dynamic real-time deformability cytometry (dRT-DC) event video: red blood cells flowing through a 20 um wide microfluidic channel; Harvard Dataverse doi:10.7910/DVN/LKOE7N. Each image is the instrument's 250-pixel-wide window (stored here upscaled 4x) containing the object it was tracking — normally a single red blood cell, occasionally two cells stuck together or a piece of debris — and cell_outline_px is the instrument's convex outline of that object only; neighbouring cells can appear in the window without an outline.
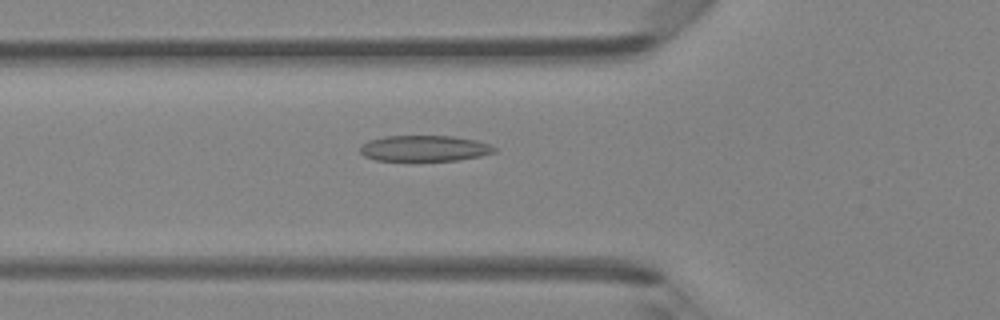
{"species": "Egyptian fruit bat (a non-hibernating species)", "species_latin": "Rousettus aegyptiacus", "temperature_condition": "room temperature", "stored_images_in_passage": 47, "camera_frame_rate_fps": 3000, "um_per_image_px": 0.085, "animal": {"sex": "female"}, "frame": {"image": 1, "passage_image": 17, "time_ms": 5.333, "image_size_px": [1000, 320], "cell_outline_px": [[496, 152], [480, 156], [456, 160], [376, 160], [364, 156], [360, 152], [360, 148], [368, 140], [384, 136], [452, 136], [476, 140], [488, 144], [496, 148]], "centroid_in_image_um": [36.07, 12.6], "position_along_channel_um": 89.7, "area_um2": 20.06}}
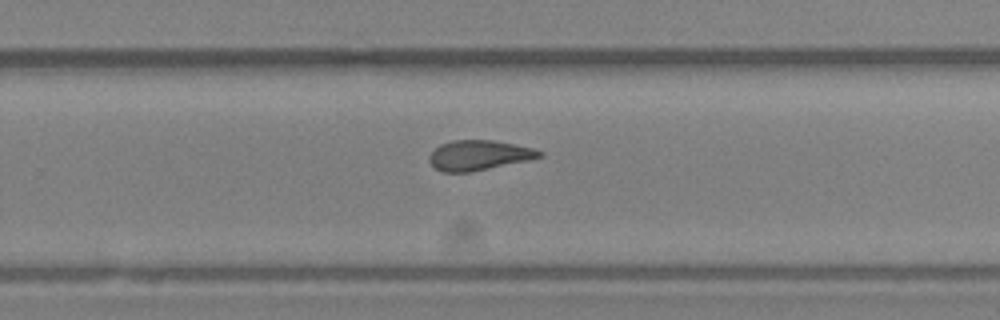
{"frame": {"image": 2, "passage_image": 31, "time_ms": 10.0, "image_size_px": [1000, 320], "cell_outline_px": [[544, 156], [528, 160], [472, 172], [444, 172], [436, 168], [428, 160], [428, 156], [440, 144], [452, 140], [492, 140], [532, 148], [544, 152]], "centroid_in_image_um": [40.7, 13.2], "position_along_channel_um": 289.1, "area_um2": 19.13}}
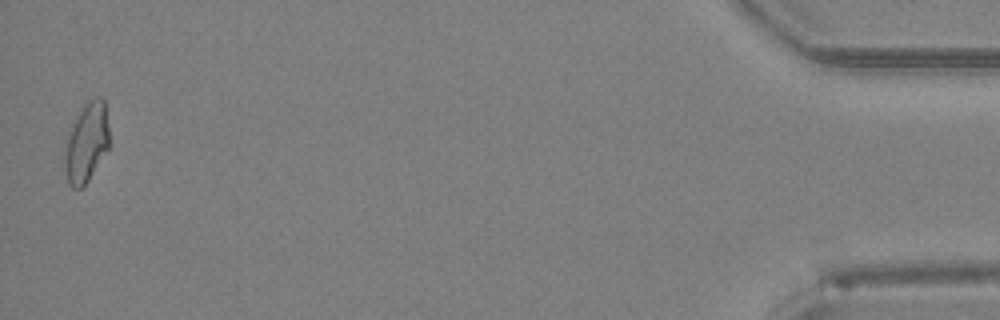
{"frame": {"image": 3, "passage_image": 47, "time_ms": 15.333, "image_size_px": [1000, 320], "cell_outline_px": [[108, 148], [88, 180], [80, 188], [72, 188], [68, 184], [64, 164], [64, 140], [76, 112], [88, 100], [96, 96], [100, 96], [104, 100], [108, 124]], "centroid_in_image_um": [7.3, 12.06], "position_along_channel_um": 427.9, "area_um2": 20.98}, "authors_computed_cell_mechanics": {"area_um2": 20.0566, "velocity_mm_per_s": 4.2759, "shape_relaxation_time_tau1_ms": 10.2278, "shape_relaxation_time_tau2_ms": 2.0646, "deformation_change_tau1": 0.2597, "deformation_change_tau2": 0.111}}